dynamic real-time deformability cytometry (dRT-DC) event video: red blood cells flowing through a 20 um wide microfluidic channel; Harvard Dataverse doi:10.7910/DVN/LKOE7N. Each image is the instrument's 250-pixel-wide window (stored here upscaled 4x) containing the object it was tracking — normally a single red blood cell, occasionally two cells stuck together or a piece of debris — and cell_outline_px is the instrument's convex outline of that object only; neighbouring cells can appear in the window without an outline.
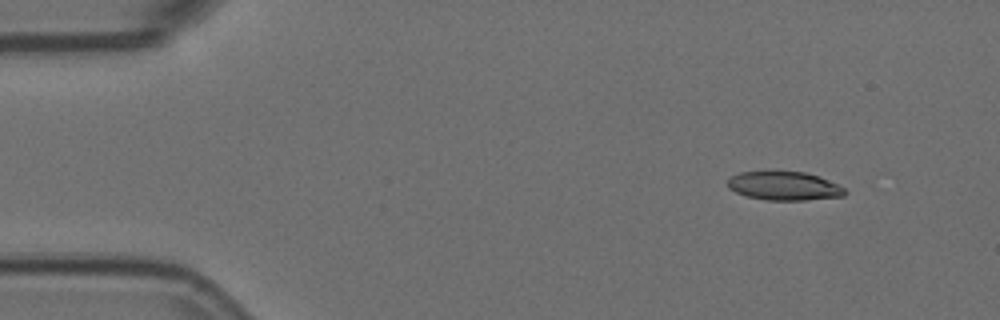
{"species": "Egyptian fruit bat (a non-hibernating species)", "species_latin": "Rousettus aegyptiacus", "temperature_condition": "room temperature", "stored_images_in_passage": 4, "camera_frame_rate_fps": 3000, "um_per_image_px": 0.085, "animal": {"sex": "female"}, "frame": {"image": 1, "passage_image": 1, "time_ms": 0.0, "image_size_px": [1000, 320], "cell_outline_px": [[848, 192], [844, 196], [804, 200], [768, 200], [748, 196], [736, 192], [728, 188], [728, 180], [732, 176], [740, 172], [768, 168], [772, 168], [804, 172], [820, 176], [844, 188]], "centroid_in_image_um": [66.62, 15.75], "position_along_channel_um": 18.4, "area_um2": 20.35}}
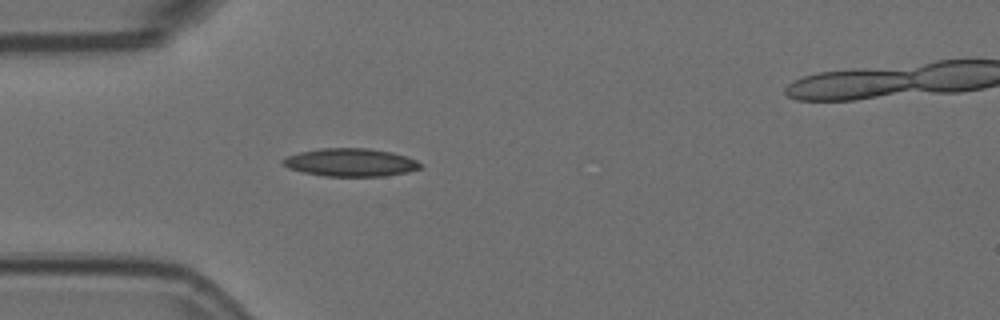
{"frame": {"image": 2, "passage_image": 4, "time_ms": 1.0, "image_size_px": [1000, 320], "cell_outline_px": [[424, 164], [420, 168], [408, 172], [384, 176], [324, 176], [304, 172], [288, 168], [280, 160], [288, 156], [300, 152], [320, 148], [368, 148], [392, 152], [416, 160]], "centroid_in_image_um": [29.81, 13.8], "position_along_channel_um": 55.2, "area_um2": 22.37}}